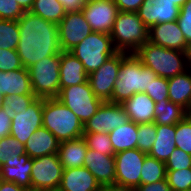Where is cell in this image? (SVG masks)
I'll return each mask as SVG.
<instances>
[{"instance_id":"cell-1","label":"cell","mask_w":191,"mask_h":191,"mask_svg":"<svg viewBox=\"0 0 191 191\" xmlns=\"http://www.w3.org/2000/svg\"><path fill=\"white\" fill-rule=\"evenodd\" d=\"M20 38L17 53L24 68L42 59L61 54L58 25L31 12H25L18 20Z\"/></svg>"},{"instance_id":"cell-2","label":"cell","mask_w":191,"mask_h":191,"mask_svg":"<svg viewBox=\"0 0 191 191\" xmlns=\"http://www.w3.org/2000/svg\"><path fill=\"white\" fill-rule=\"evenodd\" d=\"M158 76L134 54L121 52V65L112 94V103L122 104L135 93H145Z\"/></svg>"},{"instance_id":"cell-3","label":"cell","mask_w":191,"mask_h":191,"mask_svg":"<svg viewBox=\"0 0 191 191\" xmlns=\"http://www.w3.org/2000/svg\"><path fill=\"white\" fill-rule=\"evenodd\" d=\"M134 55L157 76L171 78L188 69L187 52L164 48L147 41Z\"/></svg>"},{"instance_id":"cell-4","label":"cell","mask_w":191,"mask_h":191,"mask_svg":"<svg viewBox=\"0 0 191 191\" xmlns=\"http://www.w3.org/2000/svg\"><path fill=\"white\" fill-rule=\"evenodd\" d=\"M42 124L59 142L83 137V123L57 98L44 99Z\"/></svg>"},{"instance_id":"cell-5","label":"cell","mask_w":191,"mask_h":191,"mask_svg":"<svg viewBox=\"0 0 191 191\" xmlns=\"http://www.w3.org/2000/svg\"><path fill=\"white\" fill-rule=\"evenodd\" d=\"M110 36L117 52L134 54L149 40V28L137 12L119 11Z\"/></svg>"},{"instance_id":"cell-6","label":"cell","mask_w":191,"mask_h":191,"mask_svg":"<svg viewBox=\"0 0 191 191\" xmlns=\"http://www.w3.org/2000/svg\"><path fill=\"white\" fill-rule=\"evenodd\" d=\"M69 52L82 62L88 75L117 53L111 36L102 32H92Z\"/></svg>"},{"instance_id":"cell-7","label":"cell","mask_w":191,"mask_h":191,"mask_svg":"<svg viewBox=\"0 0 191 191\" xmlns=\"http://www.w3.org/2000/svg\"><path fill=\"white\" fill-rule=\"evenodd\" d=\"M61 54L48 56L28 69L33 94L37 98H57L60 93Z\"/></svg>"},{"instance_id":"cell-8","label":"cell","mask_w":191,"mask_h":191,"mask_svg":"<svg viewBox=\"0 0 191 191\" xmlns=\"http://www.w3.org/2000/svg\"><path fill=\"white\" fill-rule=\"evenodd\" d=\"M57 99L68 107L83 124L96 113L103 102L92 92L88 80L76 86L62 88Z\"/></svg>"},{"instance_id":"cell-9","label":"cell","mask_w":191,"mask_h":191,"mask_svg":"<svg viewBox=\"0 0 191 191\" xmlns=\"http://www.w3.org/2000/svg\"><path fill=\"white\" fill-rule=\"evenodd\" d=\"M63 170L57 153L33 158L31 189L42 190L60 186Z\"/></svg>"},{"instance_id":"cell-10","label":"cell","mask_w":191,"mask_h":191,"mask_svg":"<svg viewBox=\"0 0 191 191\" xmlns=\"http://www.w3.org/2000/svg\"><path fill=\"white\" fill-rule=\"evenodd\" d=\"M57 25L62 51H70L93 32L81 10L66 12Z\"/></svg>"},{"instance_id":"cell-11","label":"cell","mask_w":191,"mask_h":191,"mask_svg":"<svg viewBox=\"0 0 191 191\" xmlns=\"http://www.w3.org/2000/svg\"><path fill=\"white\" fill-rule=\"evenodd\" d=\"M121 65V52L110 57L97 70L88 75V82L95 96L103 102H112L114 84Z\"/></svg>"},{"instance_id":"cell-12","label":"cell","mask_w":191,"mask_h":191,"mask_svg":"<svg viewBox=\"0 0 191 191\" xmlns=\"http://www.w3.org/2000/svg\"><path fill=\"white\" fill-rule=\"evenodd\" d=\"M129 120L121 104L102 102L96 113L83 124L84 132L110 133Z\"/></svg>"},{"instance_id":"cell-13","label":"cell","mask_w":191,"mask_h":191,"mask_svg":"<svg viewBox=\"0 0 191 191\" xmlns=\"http://www.w3.org/2000/svg\"><path fill=\"white\" fill-rule=\"evenodd\" d=\"M81 11L93 32L109 35L119 12L114 0H86Z\"/></svg>"},{"instance_id":"cell-14","label":"cell","mask_w":191,"mask_h":191,"mask_svg":"<svg viewBox=\"0 0 191 191\" xmlns=\"http://www.w3.org/2000/svg\"><path fill=\"white\" fill-rule=\"evenodd\" d=\"M147 155L138 148L115 154V183L135 188L139 186L142 164Z\"/></svg>"},{"instance_id":"cell-15","label":"cell","mask_w":191,"mask_h":191,"mask_svg":"<svg viewBox=\"0 0 191 191\" xmlns=\"http://www.w3.org/2000/svg\"><path fill=\"white\" fill-rule=\"evenodd\" d=\"M44 98H36L32 104L11 120L10 135L25 144L27 139L41 126Z\"/></svg>"},{"instance_id":"cell-16","label":"cell","mask_w":191,"mask_h":191,"mask_svg":"<svg viewBox=\"0 0 191 191\" xmlns=\"http://www.w3.org/2000/svg\"><path fill=\"white\" fill-rule=\"evenodd\" d=\"M137 13L150 29L156 24L176 21L180 14V7L170 0H144Z\"/></svg>"},{"instance_id":"cell-17","label":"cell","mask_w":191,"mask_h":191,"mask_svg":"<svg viewBox=\"0 0 191 191\" xmlns=\"http://www.w3.org/2000/svg\"><path fill=\"white\" fill-rule=\"evenodd\" d=\"M151 43L164 48L187 52L189 45L177 21L160 23L149 29V40Z\"/></svg>"},{"instance_id":"cell-18","label":"cell","mask_w":191,"mask_h":191,"mask_svg":"<svg viewBox=\"0 0 191 191\" xmlns=\"http://www.w3.org/2000/svg\"><path fill=\"white\" fill-rule=\"evenodd\" d=\"M84 167L94 175L101 186L115 183L114 155H105L98 151L88 149L84 159Z\"/></svg>"},{"instance_id":"cell-19","label":"cell","mask_w":191,"mask_h":191,"mask_svg":"<svg viewBox=\"0 0 191 191\" xmlns=\"http://www.w3.org/2000/svg\"><path fill=\"white\" fill-rule=\"evenodd\" d=\"M62 191H100L101 185L86 168L64 169L60 186Z\"/></svg>"},{"instance_id":"cell-20","label":"cell","mask_w":191,"mask_h":191,"mask_svg":"<svg viewBox=\"0 0 191 191\" xmlns=\"http://www.w3.org/2000/svg\"><path fill=\"white\" fill-rule=\"evenodd\" d=\"M121 105L129 120L136 124L152 123L155 120V102L146 93H135Z\"/></svg>"},{"instance_id":"cell-21","label":"cell","mask_w":191,"mask_h":191,"mask_svg":"<svg viewBox=\"0 0 191 191\" xmlns=\"http://www.w3.org/2000/svg\"><path fill=\"white\" fill-rule=\"evenodd\" d=\"M0 92L9 95H34L27 68L14 71H0Z\"/></svg>"},{"instance_id":"cell-22","label":"cell","mask_w":191,"mask_h":191,"mask_svg":"<svg viewBox=\"0 0 191 191\" xmlns=\"http://www.w3.org/2000/svg\"><path fill=\"white\" fill-rule=\"evenodd\" d=\"M88 74L82 62L69 51L61 52L60 60V90L69 86L85 83Z\"/></svg>"},{"instance_id":"cell-23","label":"cell","mask_w":191,"mask_h":191,"mask_svg":"<svg viewBox=\"0 0 191 191\" xmlns=\"http://www.w3.org/2000/svg\"><path fill=\"white\" fill-rule=\"evenodd\" d=\"M57 138L44 126L38 128L24 144L25 152L30 158H37L57 153L59 148Z\"/></svg>"},{"instance_id":"cell-24","label":"cell","mask_w":191,"mask_h":191,"mask_svg":"<svg viewBox=\"0 0 191 191\" xmlns=\"http://www.w3.org/2000/svg\"><path fill=\"white\" fill-rule=\"evenodd\" d=\"M20 162L4 164L0 167V180L14 182L18 186L31 189V169L33 158L25 153L19 157Z\"/></svg>"},{"instance_id":"cell-25","label":"cell","mask_w":191,"mask_h":191,"mask_svg":"<svg viewBox=\"0 0 191 191\" xmlns=\"http://www.w3.org/2000/svg\"><path fill=\"white\" fill-rule=\"evenodd\" d=\"M87 143L83 137L59 143L57 155L64 169L84 167Z\"/></svg>"},{"instance_id":"cell-26","label":"cell","mask_w":191,"mask_h":191,"mask_svg":"<svg viewBox=\"0 0 191 191\" xmlns=\"http://www.w3.org/2000/svg\"><path fill=\"white\" fill-rule=\"evenodd\" d=\"M168 87L169 100L191 113V71L168 78Z\"/></svg>"},{"instance_id":"cell-27","label":"cell","mask_w":191,"mask_h":191,"mask_svg":"<svg viewBox=\"0 0 191 191\" xmlns=\"http://www.w3.org/2000/svg\"><path fill=\"white\" fill-rule=\"evenodd\" d=\"M176 125L156 124V139L149 156L165 162L175 150Z\"/></svg>"},{"instance_id":"cell-28","label":"cell","mask_w":191,"mask_h":191,"mask_svg":"<svg viewBox=\"0 0 191 191\" xmlns=\"http://www.w3.org/2000/svg\"><path fill=\"white\" fill-rule=\"evenodd\" d=\"M108 134L115 154L137 148V124L133 121H128Z\"/></svg>"},{"instance_id":"cell-29","label":"cell","mask_w":191,"mask_h":191,"mask_svg":"<svg viewBox=\"0 0 191 191\" xmlns=\"http://www.w3.org/2000/svg\"><path fill=\"white\" fill-rule=\"evenodd\" d=\"M154 113V123L160 125H176L188 114L184 108L170 100L155 103Z\"/></svg>"},{"instance_id":"cell-30","label":"cell","mask_w":191,"mask_h":191,"mask_svg":"<svg viewBox=\"0 0 191 191\" xmlns=\"http://www.w3.org/2000/svg\"><path fill=\"white\" fill-rule=\"evenodd\" d=\"M29 12L47 21L58 24L67 11L57 0H34Z\"/></svg>"},{"instance_id":"cell-31","label":"cell","mask_w":191,"mask_h":191,"mask_svg":"<svg viewBox=\"0 0 191 191\" xmlns=\"http://www.w3.org/2000/svg\"><path fill=\"white\" fill-rule=\"evenodd\" d=\"M25 153L24 144L11 135L0 139V167L20 162L19 157Z\"/></svg>"},{"instance_id":"cell-32","label":"cell","mask_w":191,"mask_h":191,"mask_svg":"<svg viewBox=\"0 0 191 191\" xmlns=\"http://www.w3.org/2000/svg\"><path fill=\"white\" fill-rule=\"evenodd\" d=\"M166 172L165 162L147 155L142 164L140 185L151 184L166 179Z\"/></svg>"},{"instance_id":"cell-33","label":"cell","mask_w":191,"mask_h":191,"mask_svg":"<svg viewBox=\"0 0 191 191\" xmlns=\"http://www.w3.org/2000/svg\"><path fill=\"white\" fill-rule=\"evenodd\" d=\"M19 38L18 21L0 19V49L16 50Z\"/></svg>"},{"instance_id":"cell-34","label":"cell","mask_w":191,"mask_h":191,"mask_svg":"<svg viewBox=\"0 0 191 191\" xmlns=\"http://www.w3.org/2000/svg\"><path fill=\"white\" fill-rule=\"evenodd\" d=\"M83 138L87 143L88 149L105 155H115L108 133L84 132Z\"/></svg>"},{"instance_id":"cell-35","label":"cell","mask_w":191,"mask_h":191,"mask_svg":"<svg viewBox=\"0 0 191 191\" xmlns=\"http://www.w3.org/2000/svg\"><path fill=\"white\" fill-rule=\"evenodd\" d=\"M166 180L171 191H191V168L167 170Z\"/></svg>"},{"instance_id":"cell-36","label":"cell","mask_w":191,"mask_h":191,"mask_svg":"<svg viewBox=\"0 0 191 191\" xmlns=\"http://www.w3.org/2000/svg\"><path fill=\"white\" fill-rule=\"evenodd\" d=\"M175 143L176 148L191 155V113L176 124Z\"/></svg>"},{"instance_id":"cell-37","label":"cell","mask_w":191,"mask_h":191,"mask_svg":"<svg viewBox=\"0 0 191 191\" xmlns=\"http://www.w3.org/2000/svg\"><path fill=\"white\" fill-rule=\"evenodd\" d=\"M156 139V124H137V148L149 154Z\"/></svg>"},{"instance_id":"cell-38","label":"cell","mask_w":191,"mask_h":191,"mask_svg":"<svg viewBox=\"0 0 191 191\" xmlns=\"http://www.w3.org/2000/svg\"><path fill=\"white\" fill-rule=\"evenodd\" d=\"M37 97L35 95H9L4 99L3 110L12 120L14 115L27 109Z\"/></svg>"},{"instance_id":"cell-39","label":"cell","mask_w":191,"mask_h":191,"mask_svg":"<svg viewBox=\"0 0 191 191\" xmlns=\"http://www.w3.org/2000/svg\"><path fill=\"white\" fill-rule=\"evenodd\" d=\"M145 93L155 102L158 103L162 100H169V87H168V78H163L158 76L156 79L151 82L149 90H146Z\"/></svg>"},{"instance_id":"cell-40","label":"cell","mask_w":191,"mask_h":191,"mask_svg":"<svg viewBox=\"0 0 191 191\" xmlns=\"http://www.w3.org/2000/svg\"><path fill=\"white\" fill-rule=\"evenodd\" d=\"M165 166L166 170L191 168V155L180 148H175L169 158L165 161Z\"/></svg>"},{"instance_id":"cell-41","label":"cell","mask_w":191,"mask_h":191,"mask_svg":"<svg viewBox=\"0 0 191 191\" xmlns=\"http://www.w3.org/2000/svg\"><path fill=\"white\" fill-rule=\"evenodd\" d=\"M23 68L17 50L0 49V71H14Z\"/></svg>"},{"instance_id":"cell-42","label":"cell","mask_w":191,"mask_h":191,"mask_svg":"<svg viewBox=\"0 0 191 191\" xmlns=\"http://www.w3.org/2000/svg\"><path fill=\"white\" fill-rule=\"evenodd\" d=\"M187 44L191 46V0H188L181 8L176 20Z\"/></svg>"},{"instance_id":"cell-43","label":"cell","mask_w":191,"mask_h":191,"mask_svg":"<svg viewBox=\"0 0 191 191\" xmlns=\"http://www.w3.org/2000/svg\"><path fill=\"white\" fill-rule=\"evenodd\" d=\"M24 13L15 0H0V19L18 21Z\"/></svg>"},{"instance_id":"cell-44","label":"cell","mask_w":191,"mask_h":191,"mask_svg":"<svg viewBox=\"0 0 191 191\" xmlns=\"http://www.w3.org/2000/svg\"><path fill=\"white\" fill-rule=\"evenodd\" d=\"M144 0H114L121 12H137Z\"/></svg>"},{"instance_id":"cell-45","label":"cell","mask_w":191,"mask_h":191,"mask_svg":"<svg viewBox=\"0 0 191 191\" xmlns=\"http://www.w3.org/2000/svg\"><path fill=\"white\" fill-rule=\"evenodd\" d=\"M136 191H171L166 179L151 184H141L136 187Z\"/></svg>"},{"instance_id":"cell-46","label":"cell","mask_w":191,"mask_h":191,"mask_svg":"<svg viewBox=\"0 0 191 191\" xmlns=\"http://www.w3.org/2000/svg\"><path fill=\"white\" fill-rule=\"evenodd\" d=\"M11 119L7 113L0 109V139L10 135Z\"/></svg>"},{"instance_id":"cell-47","label":"cell","mask_w":191,"mask_h":191,"mask_svg":"<svg viewBox=\"0 0 191 191\" xmlns=\"http://www.w3.org/2000/svg\"><path fill=\"white\" fill-rule=\"evenodd\" d=\"M60 2L64 9L68 11H79L84 6L86 0H57Z\"/></svg>"},{"instance_id":"cell-48","label":"cell","mask_w":191,"mask_h":191,"mask_svg":"<svg viewBox=\"0 0 191 191\" xmlns=\"http://www.w3.org/2000/svg\"><path fill=\"white\" fill-rule=\"evenodd\" d=\"M100 191H136V188L113 183V184L102 185Z\"/></svg>"},{"instance_id":"cell-49","label":"cell","mask_w":191,"mask_h":191,"mask_svg":"<svg viewBox=\"0 0 191 191\" xmlns=\"http://www.w3.org/2000/svg\"><path fill=\"white\" fill-rule=\"evenodd\" d=\"M27 189L21 186H18L14 182H5L0 180V191H26Z\"/></svg>"},{"instance_id":"cell-50","label":"cell","mask_w":191,"mask_h":191,"mask_svg":"<svg viewBox=\"0 0 191 191\" xmlns=\"http://www.w3.org/2000/svg\"><path fill=\"white\" fill-rule=\"evenodd\" d=\"M19 5L20 7L25 11V12H28L30 11L32 5H33V2L34 0H15Z\"/></svg>"},{"instance_id":"cell-51","label":"cell","mask_w":191,"mask_h":191,"mask_svg":"<svg viewBox=\"0 0 191 191\" xmlns=\"http://www.w3.org/2000/svg\"><path fill=\"white\" fill-rule=\"evenodd\" d=\"M170 1H172L175 5L181 8L188 0H170Z\"/></svg>"},{"instance_id":"cell-52","label":"cell","mask_w":191,"mask_h":191,"mask_svg":"<svg viewBox=\"0 0 191 191\" xmlns=\"http://www.w3.org/2000/svg\"><path fill=\"white\" fill-rule=\"evenodd\" d=\"M187 61H188V70L191 71V46L189 47L188 51H187Z\"/></svg>"},{"instance_id":"cell-53","label":"cell","mask_w":191,"mask_h":191,"mask_svg":"<svg viewBox=\"0 0 191 191\" xmlns=\"http://www.w3.org/2000/svg\"><path fill=\"white\" fill-rule=\"evenodd\" d=\"M39 191H62V190L58 186V187H53V188H45V189H42V190H39Z\"/></svg>"},{"instance_id":"cell-54","label":"cell","mask_w":191,"mask_h":191,"mask_svg":"<svg viewBox=\"0 0 191 191\" xmlns=\"http://www.w3.org/2000/svg\"><path fill=\"white\" fill-rule=\"evenodd\" d=\"M5 96L0 92V109L4 107Z\"/></svg>"},{"instance_id":"cell-55","label":"cell","mask_w":191,"mask_h":191,"mask_svg":"<svg viewBox=\"0 0 191 191\" xmlns=\"http://www.w3.org/2000/svg\"><path fill=\"white\" fill-rule=\"evenodd\" d=\"M26 191H39V190H32V189H27Z\"/></svg>"}]
</instances>
